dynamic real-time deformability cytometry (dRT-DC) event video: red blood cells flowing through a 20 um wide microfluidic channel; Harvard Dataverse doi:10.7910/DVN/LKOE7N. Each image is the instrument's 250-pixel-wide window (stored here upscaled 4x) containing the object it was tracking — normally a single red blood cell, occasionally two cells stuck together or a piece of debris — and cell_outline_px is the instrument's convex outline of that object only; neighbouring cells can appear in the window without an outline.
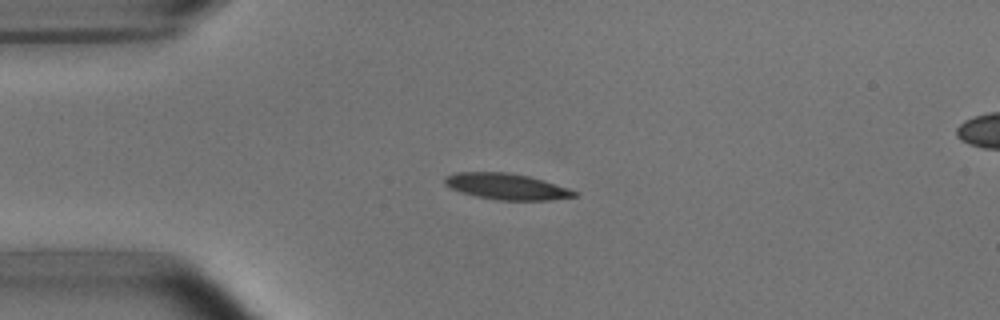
{"species": "common noctule bat (a hibernating species)", "species_latin": "Nyctalus noctula", "temperature_condition": "room temperature", "stored_images_in_passage": 41, "camera_frame_rate_fps": 3000, "um_per_image_px": 0.085, "animal": {"sex": "male", "body_mass_g": 15.6}, "frame": {"image": 1, "passage_image": 6, "time_ms": 1.667, "image_size_px": [1000, 320], "cell_outline_px": [[576, 196], [548, 200], [500, 200], [476, 196], [460, 192], [444, 184], [444, 180], [448, 176], [456, 172], [504, 172], [528, 176], [544, 180], [568, 188], [576, 192]], "centroid_in_image_um": [43.04, 15.85], "position_along_channel_um": 42.0, "area_um2": 19.42}}
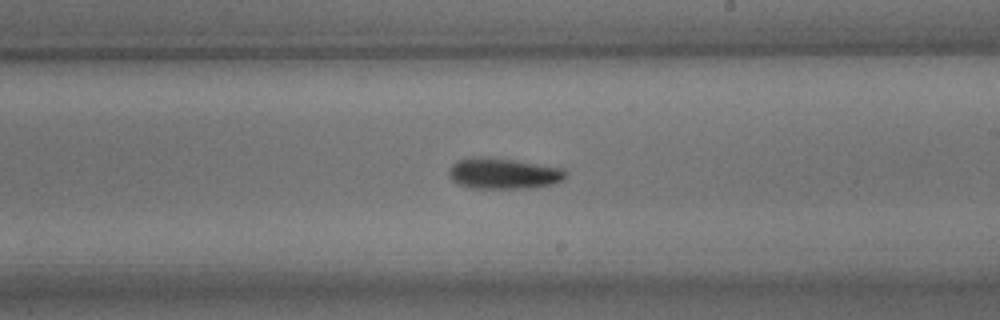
{"frame": {"image": 2, "passage_image": 24, "time_ms": 7.667, "image_size_px": [1000, 320], "cell_outline_px": [[568, 176], [564, 180], [556, 184], [528, 188], [468, 188], [452, 180], [448, 176], [448, 168], [456, 160], [472, 156], [488, 156], [564, 168], [568, 172]], "centroid_in_image_um": [42.79, 14.73], "position_along_channel_um": 246.2, "area_um2": 21.56}}
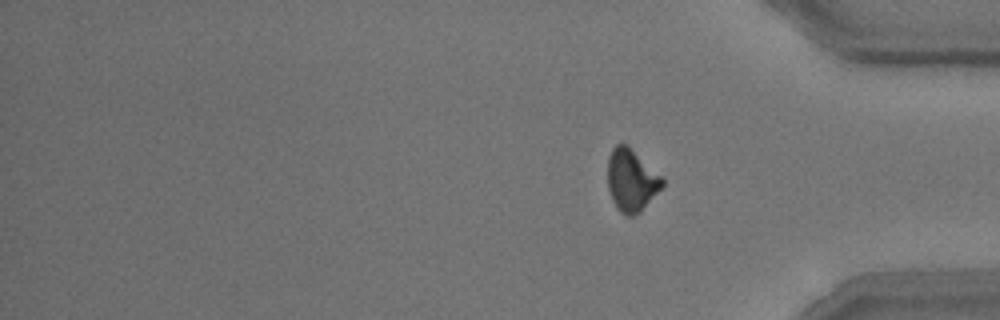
{"frame": {"image": 3, "passage_image": 41, "time_ms": 13.333, "image_size_px": [1000, 320], "cell_outline_px": [[664, 184], [640, 212], [632, 216], [624, 216], [616, 208], [612, 200], [608, 188], [608, 156], [612, 148], [616, 144], [628, 144], [664, 180]], "centroid_in_image_um": [53.63, 15.32], "position_along_channel_um": 381.6, "area_um2": 19.71}, "authors_computed_cell_mechanics": {"area_um2": 19.8254, "velocity_mm_per_s": 3.7566, "shape_relaxation_time_tau1_ms": 2.7496, "shape_relaxation_time_tau2_ms": null, "deformation_change_tau1": 0.1199, "deformation_change_tau2": null}}